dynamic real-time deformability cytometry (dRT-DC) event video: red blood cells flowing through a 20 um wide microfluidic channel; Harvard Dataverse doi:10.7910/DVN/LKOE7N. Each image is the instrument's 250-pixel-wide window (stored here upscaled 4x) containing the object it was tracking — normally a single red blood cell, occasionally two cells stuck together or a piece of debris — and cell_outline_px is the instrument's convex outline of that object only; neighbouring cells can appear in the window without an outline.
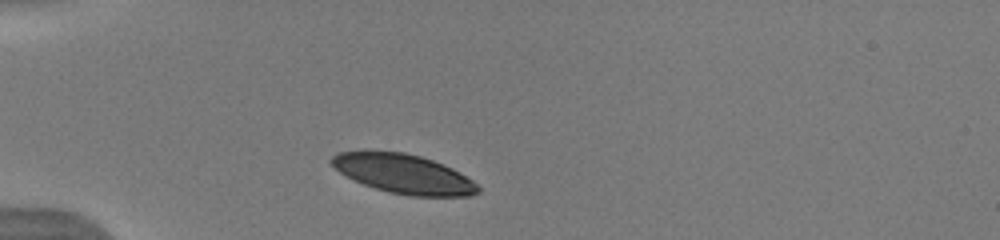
{"species": "human", "species_latin": "Homo sapiens", "temperature_condition": "warm", "stored_images_in_passage": 38, "camera_frame_rate_fps": 3000, "um_per_image_px": 0.085, "donor": {"sex": "male"}, "frame": {"image": 1, "passage_image": 1, "time_ms": 0.0, "image_size_px": [1000, 240], "cell_outline_px": [[480, 192], [472, 196], [408, 196], [388, 192], [364, 184], [340, 172], [328, 160], [332, 156], [340, 152], [364, 148], [404, 152], [420, 156], [432, 160], [452, 168], [472, 180], [480, 188]], "centroid_in_image_um": [34.27, 14.74], "position_along_channel_um": 50.7, "area_um2": 33.93}, "authors_computed_cell_mechanics": {"area_um2": 35.8938, "velocity_mm_per_s": 3.9017, "shape_relaxation_time_tau1_ms": 2.2037, "shape_relaxation_time_tau2_ms": 9.3552, "deformation_change_tau1": 0.0975, "deformation_change_tau2": 0.1862}}